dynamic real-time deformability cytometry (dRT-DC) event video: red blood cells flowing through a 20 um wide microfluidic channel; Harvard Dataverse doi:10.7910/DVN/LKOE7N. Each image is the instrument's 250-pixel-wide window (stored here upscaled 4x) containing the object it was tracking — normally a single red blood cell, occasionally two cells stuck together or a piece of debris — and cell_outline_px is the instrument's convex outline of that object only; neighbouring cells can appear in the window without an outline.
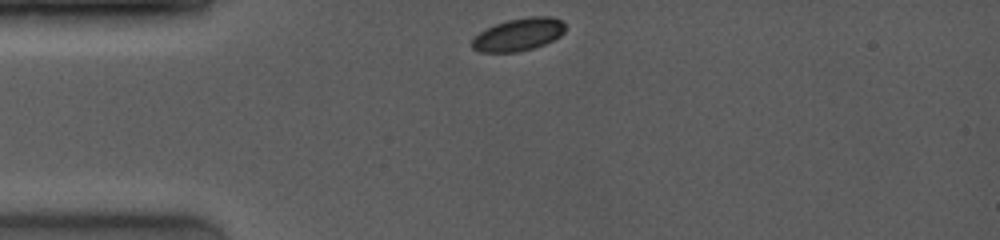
{"species": "common noctule bat (a hibernating species)", "species_latin": "Nyctalus noctula", "temperature_condition": "room temperature", "stored_images_in_passage": 22, "camera_frame_rate_fps": 4000, "um_per_image_px": 0.085, "animal": {"sex": "female", "body_mass_g": 19.0, "forearm_length_mm": 53.3}, "frame": {"image": 1, "passage_image": 1, "time_ms": 0.0, "image_size_px": [1000, 240], "cell_outline_px": [[564, 32], [560, 36], [544, 44], [532, 48], [516, 52], [480, 52], [472, 48], [472, 40], [480, 32], [496, 24], [508, 20], [528, 16], [552, 16], [560, 20], [564, 24]], "centroid_in_image_um": [44.08, 2.93], "position_along_channel_um": 40.9, "area_um2": 17.51}}
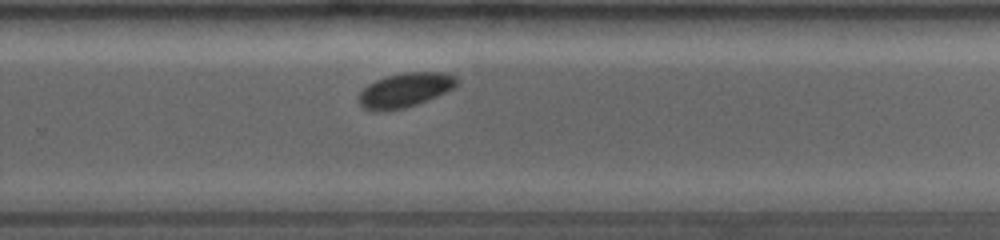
{"frame": {"image": 2, "passage_image": 14, "time_ms": 7.0, "image_size_px": [1000, 240], "cell_outline_px": [[460, 80], [452, 88], [436, 96], [416, 104], [404, 108], [384, 112], [372, 112], [360, 108], [356, 100], [356, 96], [368, 84], [384, 76], [404, 72], [444, 72], [456, 76]], "centroid_in_image_um": [34.33, 7.67], "position_along_channel_um": 295.5, "area_um2": 20.06}}
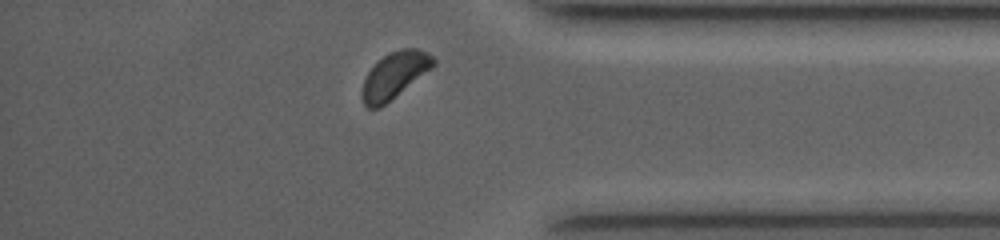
{"frame": {"image": 3, "passage_image": 20, "time_ms": 9.75, "image_size_px": [1000, 240], "cell_outline_px": [[436, 64], [432, 68], [380, 108], [368, 108], [364, 104], [360, 96], [360, 92], [364, 80], [368, 72], [388, 52], [400, 48], [416, 48], [428, 52], [436, 60]], "centroid_in_image_um": [33.53, 6.4], "position_along_channel_um": 401.7, "area_um2": 19.19}, "authors_computed_cell_mechanics": {"area_um2": 19.5075, "velocity_mm_per_s": 4.021, "shape_relaxation_time_tau1_ms": 0.7385, "shape_relaxation_time_tau2_ms": null, "deformation_change_tau1": 0.0273, "deformation_change_tau2": null}}